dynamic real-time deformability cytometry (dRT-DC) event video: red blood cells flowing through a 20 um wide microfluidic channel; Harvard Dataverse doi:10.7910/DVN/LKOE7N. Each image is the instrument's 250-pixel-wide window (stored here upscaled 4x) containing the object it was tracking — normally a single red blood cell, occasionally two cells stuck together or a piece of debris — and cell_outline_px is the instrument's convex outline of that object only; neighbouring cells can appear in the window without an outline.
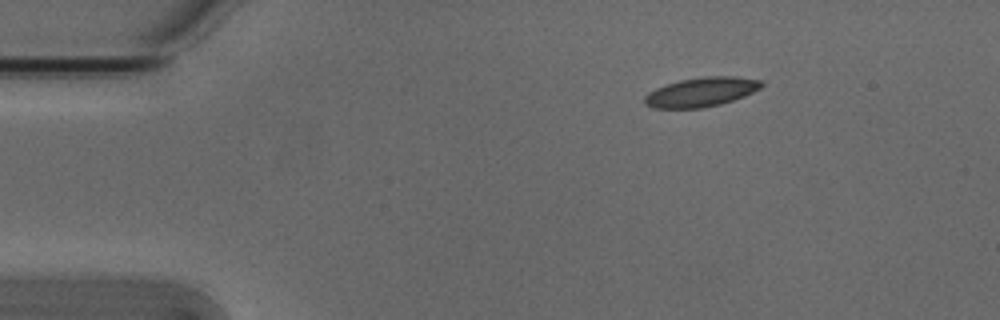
{"species": "Egyptian fruit bat (a non-hibernating species)", "species_latin": "Rousettus aegyptiacus", "temperature_condition": "cold", "stored_images_in_passage": 8, "camera_frame_rate_fps": 3000, "um_per_image_px": 0.085, "animal": {"sex": "male"}, "frame": {"image": 1, "passage_image": 1, "time_ms": 0.0, "image_size_px": [1000, 320], "cell_outline_px": [[764, 84], [760, 88], [744, 96], [720, 104], [700, 108], [652, 108], [644, 104], [644, 96], [648, 92], [656, 88], [680, 80], [704, 76], [732, 76], [764, 80]], "centroid_in_image_um": [59.6, 7.82], "position_along_channel_um": 25.4, "area_um2": 19.94}}